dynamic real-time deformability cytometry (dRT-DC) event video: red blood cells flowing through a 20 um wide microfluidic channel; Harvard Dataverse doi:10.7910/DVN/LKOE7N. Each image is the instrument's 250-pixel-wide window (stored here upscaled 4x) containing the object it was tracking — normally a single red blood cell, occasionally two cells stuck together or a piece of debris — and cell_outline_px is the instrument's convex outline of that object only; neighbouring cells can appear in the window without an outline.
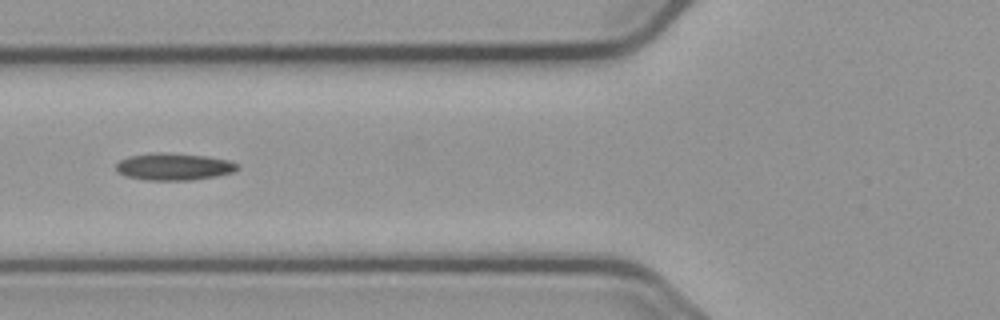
{"species": "common noctule bat (a hibernating species)", "species_latin": "Nyctalus noctula", "temperature_condition": "cold", "stored_images_in_passage": 19, "camera_frame_rate_fps": 3000, "um_per_image_px": 0.085, "animal": {"sex": "male", "body_mass_g": 23.1, "forearm_length_mm": 52.7}, "frame": {"image": 1, "passage_image": 9, "time_ms": 2.667, "image_size_px": [1000, 320], "cell_outline_px": [[236, 168], [232, 172], [216, 176], [192, 180], [144, 180], [124, 176], [116, 172], [116, 164], [120, 160], [132, 156], [152, 152], [164, 152], [204, 156], [228, 160], [236, 164]], "centroid_in_image_um": [14.7, 14.17], "position_along_channel_um": 111.1, "area_um2": 19.02}}